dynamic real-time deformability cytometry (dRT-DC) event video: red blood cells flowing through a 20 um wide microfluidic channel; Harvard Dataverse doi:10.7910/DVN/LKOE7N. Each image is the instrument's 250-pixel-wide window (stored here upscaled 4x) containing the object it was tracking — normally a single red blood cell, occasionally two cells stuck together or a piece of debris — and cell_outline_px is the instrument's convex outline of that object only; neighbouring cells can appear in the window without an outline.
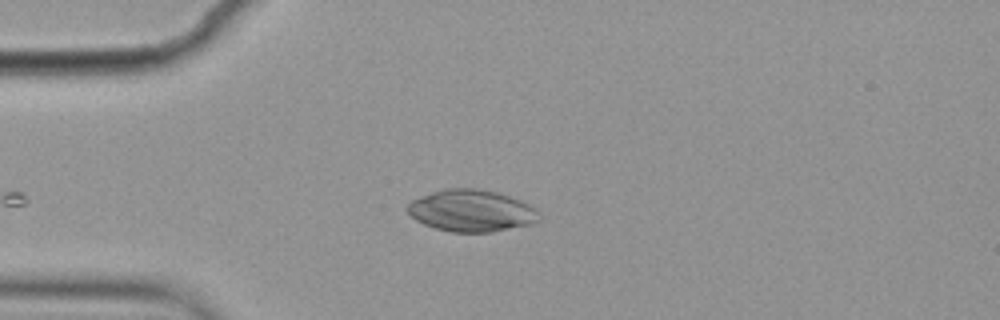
{"species": "common noctule bat (a hibernating species)", "species_latin": "Nyctalus noctula", "temperature_condition": "cold", "stored_images_in_passage": 5, "camera_frame_rate_fps": 3000, "um_per_image_px": 0.085, "animal": {"sex": "female", "body_mass_g": 19.9}, "frame": {"image": 1, "passage_image": 5, "time_ms": 1.333, "image_size_px": [1000, 320], "cell_outline_px": [[540, 220], [532, 224], [492, 232], [452, 232], [436, 228], [424, 224], [416, 220], [408, 212], [408, 204], [412, 200], [432, 192], [444, 188], [476, 188], [496, 192], [520, 200], [536, 208]], "centroid_in_image_um": [40.09, 17.91], "position_along_channel_um": 44.9, "area_um2": 31.96}}